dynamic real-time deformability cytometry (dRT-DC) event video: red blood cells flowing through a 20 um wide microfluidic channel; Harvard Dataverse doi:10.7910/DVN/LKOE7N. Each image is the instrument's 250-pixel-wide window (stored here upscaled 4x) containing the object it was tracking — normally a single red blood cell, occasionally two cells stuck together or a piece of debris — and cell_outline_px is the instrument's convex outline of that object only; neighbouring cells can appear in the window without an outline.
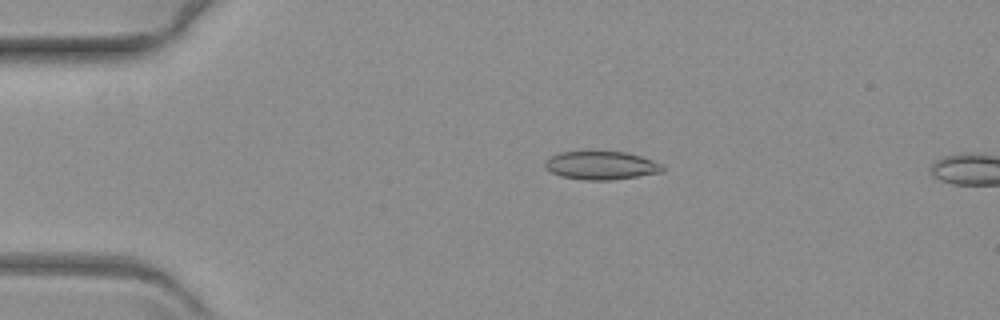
{"species": "common noctule bat (a hibernating species)", "species_latin": "Nyctalus noctula", "temperature_condition": "warm", "stored_images_in_passage": 9, "camera_frame_rate_fps": 3000, "um_per_image_px": 0.085, "animal": {"sex": "female", "body_mass_g": 19.3, "forearm_length_mm": 54.1}, "frame": {"image": 1, "passage_image": 6, "time_ms": 1.667, "image_size_px": [1000, 320], "cell_outline_px": [[664, 172], [612, 180], [584, 180], [560, 176], [552, 172], [544, 164], [552, 156], [560, 152], [624, 152], [640, 156], [664, 164]], "centroid_in_image_um": [51.16, 14.07], "position_along_channel_um": 33.8, "area_um2": 19.19}}